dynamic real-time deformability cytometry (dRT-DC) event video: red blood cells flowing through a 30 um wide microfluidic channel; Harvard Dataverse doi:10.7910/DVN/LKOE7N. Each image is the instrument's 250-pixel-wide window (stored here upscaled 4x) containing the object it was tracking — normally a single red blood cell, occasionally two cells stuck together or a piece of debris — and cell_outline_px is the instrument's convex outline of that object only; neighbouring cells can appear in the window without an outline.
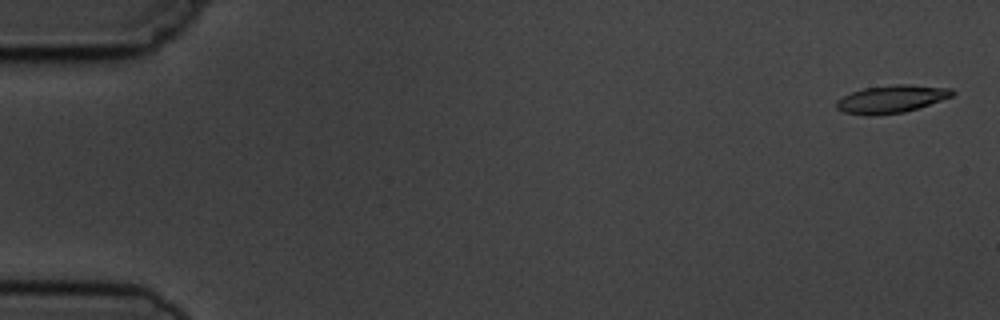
{"species": "common noctule bat (a hibernating species)", "species_latin": "Nyctalus noctula", "temperature_condition": "cold", "stored_images_in_passage": 3, "camera_frame_rate_fps": 3000, "um_per_image_px": 0.085, "animal": {"sex": "male", "body_mass_g": 19.5, "forearm_length_mm": 54.6}, "frame": {"image": 1, "passage_image": 1, "time_ms": 0.0, "image_size_px": [1000, 320], "cell_outline_px": [[956, 92], [952, 96], [904, 112], [872, 116], [844, 112], [836, 108], [836, 100], [852, 92], [864, 88], [896, 84], [908, 84], [952, 88]], "centroid_in_image_um": [75.76, 8.41], "position_along_channel_um": 9.2, "area_um2": 18.55}}